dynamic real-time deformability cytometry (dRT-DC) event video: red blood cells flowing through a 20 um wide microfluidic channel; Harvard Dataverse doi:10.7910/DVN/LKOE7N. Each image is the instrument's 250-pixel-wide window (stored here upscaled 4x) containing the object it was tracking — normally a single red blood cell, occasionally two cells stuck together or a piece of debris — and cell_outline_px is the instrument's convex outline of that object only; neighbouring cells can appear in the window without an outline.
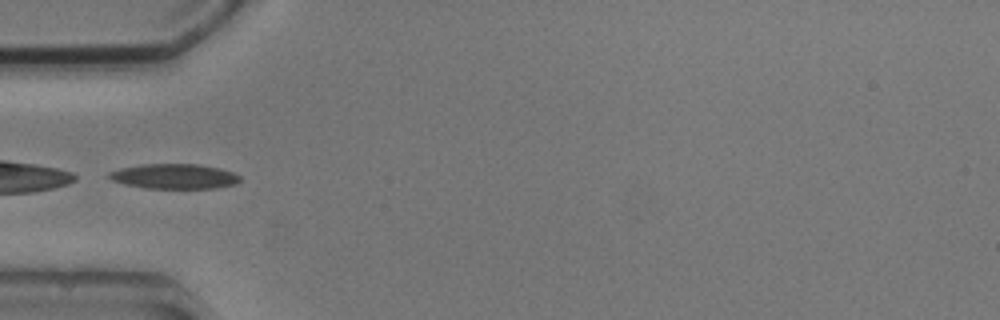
{"species": "common noctule bat (a hibernating species)", "species_latin": "Nyctalus noctula", "temperature_condition": "cold", "stored_images_in_passage": 8, "camera_frame_rate_fps": 3000, "um_per_image_px": 0.085, "animal": {"sex": "male", "body_mass_g": 20.5, "forearm_length_mm": 52.5}, "frame": {"image": 1, "passage_image": 4, "time_ms": 4.333, "image_size_px": [1000, 320], "cell_outline_px": [[240, 180], [236, 184], [216, 188], [144, 188], [124, 184], [112, 180], [108, 176], [108, 172], [120, 168], [140, 164], [200, 164], [220, 168], [232, 172], [240, 176]], "centroid_in_image_um": [14.81, 14.98], "position_along_channel_um": 70.2, "area_um2": 19.13}}